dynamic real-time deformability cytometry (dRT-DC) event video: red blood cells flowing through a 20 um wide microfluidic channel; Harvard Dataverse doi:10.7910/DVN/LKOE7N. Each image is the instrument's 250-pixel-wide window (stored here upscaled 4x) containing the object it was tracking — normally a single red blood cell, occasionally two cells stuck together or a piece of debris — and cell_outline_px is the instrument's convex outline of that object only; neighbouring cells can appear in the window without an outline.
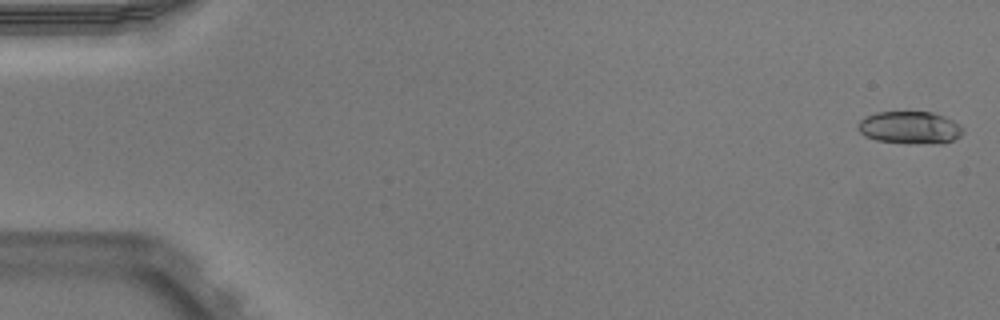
{"species": "Egyptian fruit bat (a non-hibernating species)", "species_latin": "Rousettus aegyptiacus", "temperature_condition": "warm", "stored_images_in_passage": 8, "camera_frame_rate_fps": 3000, "um_per_image_px": 0.085, "animal": {"sex": "male"}, "frame": {"image": 1, "passage_image": 1, "time_ms": 0.0, "image_size_px": [1000, 320], "cell_outline_px": [[964, 132], [960, 136], [944, 144], [940, 144], [876, 140], [864, 136], [856, 128], [860, 120], [864, 116], [876, 112], [932, 112], [944, 116], [952, 120], [964, 128]], "centroid_in_image_um": [77.34, 10.83], "position_along_channel_um": 7.7, "area_um2": 19.83}}